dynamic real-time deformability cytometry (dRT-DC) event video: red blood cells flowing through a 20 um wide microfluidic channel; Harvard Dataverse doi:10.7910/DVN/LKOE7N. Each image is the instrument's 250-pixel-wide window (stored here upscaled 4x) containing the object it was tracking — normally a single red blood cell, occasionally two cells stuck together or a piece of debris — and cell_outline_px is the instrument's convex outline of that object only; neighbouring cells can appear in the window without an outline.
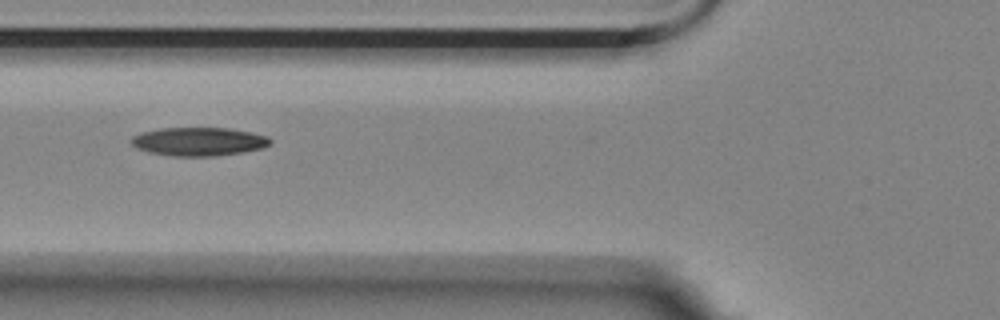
{"species": "Egyptian fruit bat (a non-hibernating species)", "species_latin": "Rousettus aegyptiacus", "temperature_condition": "room temperature", "stored_images_in_passage": 8, "camera_frame_rate_fps": 3000, "um_per_image_px": 0.085, "animal": {"sex": "female"}, "frame": {"image": 1, "passage_image": 6, "time_ms": 1.667, "image_size_px": [1000, 320], "cell_outline_px": [[272, 144], [264, 148], [244, 152], [216, 156], [172, 156], [148, 152], [136, 148], [132, 144], [132, 136], [140, 132], [160, 128], [232, 128], [268, 136], [272, 140]], "centroid_in_image_um": [16.93, 12.03], "position_along_channel_um": 108.9, "area_um2": 23.35}}
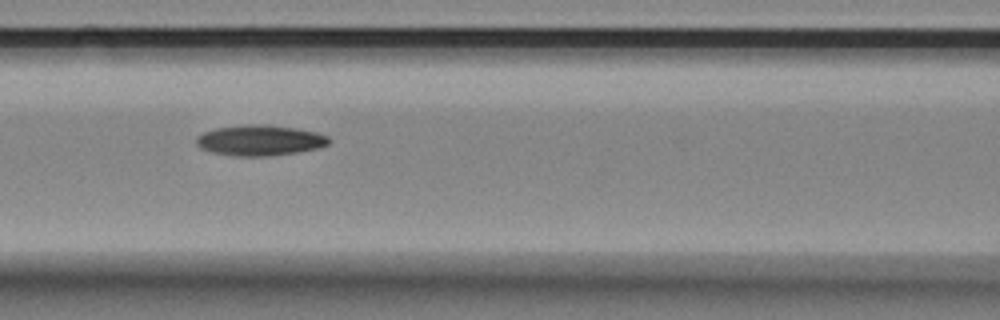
{"frame": {"image": 2, "passage_image": 7, "time_ms": 2.0, "image_size_px": [1000, 320], "cell_outline_px": [[332, 140], [328, 144], [316, 148], [296, 152], [264, 156], [236, 156], [212, 152], [200, 148], [196, 144], [196, 136], [204, 132], [216, 128], [244, 124], [268, 124], [296, 128], [316, 132], [328, 136]], "centroid_in_image_um": [22.07, 11.91], "position_along_channel_um": 144.5, "area_um2": 23.64}}
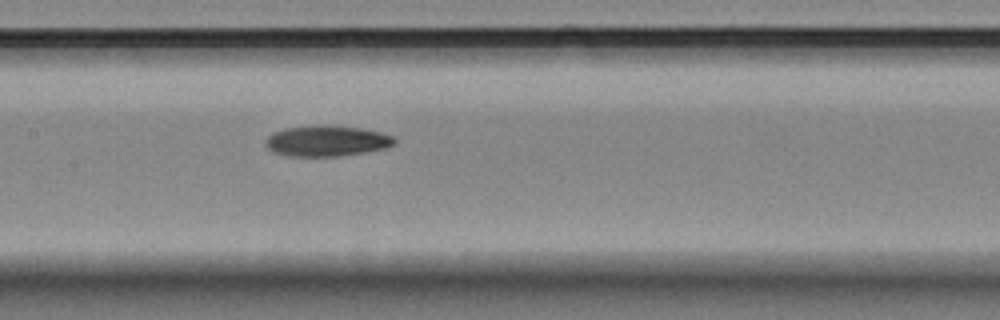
{"frame": {"image": 3, "passage_image": 8, "time_ms": 2.333, "image_size_px": [1000, 320], "cell_outline_px": [[396, 144], [384, 148], [364, 152], [340, 156], [288, 156], [272, 152], [264, 144], [264, 140], [272, 132], [284, 128], [316, 124], [324, 124], [360, 128], [380, 132], [392, 136], [396, 140]], "centroid_in_image_um": [27.72, 11.96], "position_along_channel_um": 179.7, "area_um2": 23.41}}